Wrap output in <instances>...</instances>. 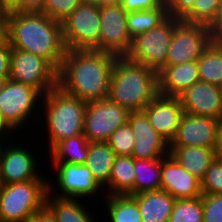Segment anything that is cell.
<instances>
[{
    "label": "cell",
    "mask_w": 222,
    "mask_h": 222,
    "mask_svg": "<svg viewBox=\"0 0 222 222\" xmlns=\"http://www.w3.org/2000/svg\"><path fill=\"white\" fill-rule=\"evenodd\" d=\"M117 56L96 50H67L58 71V87L85 102L108 98Z\"/></svg>",
    "instance_id": "1"
},
{
    "label": "cell",
    "mask_w": 222,
    "mask_h": 222,
    "mask_svg": "<svg viewBox=\"0 0 222 222\" xmlns=\"http://www.w3.org/2000/svg\"><path fill=\"white\" fill-rule=\"evenodd\" d=\"M169 222H203L202 196L176 200Z\"/></svg>",
    "instance_id": "31"
},
{
    "label": "cell",
    "mask_w": 222,
    "mask_h": 222,
    "mask_svg": "<svg viewBox=\"0 0 222 222\" xmlns=\"http://www.w3.org/2000/svg\"><path fill=\"white\" fill-rule=\"evenodd\" d=\"M86 107L87 102L64 92L58 86L42 97L40 113H44L40 114L43 116L37 122L39 126L44 123L42 127L46 128V132L43 134L48 136L45 141L48 142L49 151L58 142L83 134ZM41 117L44 119L42 122Z\"/></svg>",
    "instance_id": "4"
},
{
    "label": "cell",
    "mask_w": 222,
    "mask_h": 222,
    "mask_svg": "<svg viewBox=\"0 0 222 222\" xmlns=\"http://www.w3.org/2000/svg\"><path fill=\"white\" fill-rule=\"evenodd\" d=\"M9 78L36 89L42 96L58 86V71L45 59L12 48Z\"/></svg>",
    "instance_id": "10"
},
{
    "label": "cell",
    "mask_w": 222,
    "mask_h": 222,
    "mask_svg": "<svg viewBox=\"0 0 222 222\" xmlns=\"http://www.w3.org/2000/svg\"><path fill=\"white\" fill-rule=\"evenodd\" d=\"M82 3L102 6V0H82Z\"/></svg>",
    "instance_id": "48"
},
{
    "label": "cell",
    "mask_w": 222,
    "mask_h": 222,
    "mask_svg": "<svg viewBox=\"0 0 222 222\" xmlns=\"http://www.w3.org/2000/svg\"><path fill=\"white\" fill-rule=\"evenodd\" d=\"M200 81L221 87L222 44L213 39L197 60Z\"/></svg>",
    "instance_id": "27"
},
{
    "label": "cell",
    "mask_w": 222,
    "mask_h": 222,
    "mask_svg": "<svg viewBox=\"0 0 222 222\" xmlns=\"http://www.w3.org/2000/svg\"><path fill=\"white\" fill-rule=\"evenodd\" d=\"M42 97L36 89L28 85L10 78L7 80L0 91V112L8 124L15 131L18 130L17 134L23 131L21 128L25 127L26 123L28 125L29 120L35 119L32 123H38L36 120L39 118ZM36 114H38L37 119L34 116Z\"/></svg>",
    "instance_id": "7"
},
{
    "label": "cell",
    "mask_w": 222,
    "mask_h": 222,
    "mask_svg": "<svg viewBox=\"0 0 222 222\" xmlns=\"http://www.w3.org/2000/svg\"><path fill=\"white\" fill-rule=\"evenodd\" d=\"M196 0H164L168 16L183 20L191 11Z\"/></svg>",
    "instance_id": "37"
},
{
    "label": "cell",
    "mask_w": 222,
    "mask_h": 222,
    "mask_svg": "<svg viewBox=\"0 0 222 222\" xmlns=\"http://www.w3.org/2000/svg\"><path fill=\"white\" fill-rule=\"evenodd\" d=\"M220 0H196L192 11L182 20L211 26L216 20Z\"/></svg>",
    "instance_id": "32"
},
{
    "label": "cell",
    "mask_w": 222,
    "mask_h": 222,
    "mask_svg": "<svg viewBox=\"0 0 222 222\" xmlns=\"http://www.w3.org/2000/svg\"><path fill=\"white\" fill-rule=\"evenodd\" d=\"M27 222H57L56 217L51 210L45 205L37 211Z\"/></svg>",
    "instance_id": "41"
},
{
    "label": "cell",
    "mask_w": 222,
    "mask_h": 222,
    "mask_svg": "<svg viewBox=\"0 0 222 222\" xmlns=\"http://www.w3.org/2000/svg\"><path fill=\"white\" fill-rule=\"evenodd\" d=\"M143 112L148 116L151 126L171 143L184 113L179 97L158 94Z\"/></svg>",
    "instance_id": "18"
},
{
    "label": "cell",
    "mask_w": 222,
    "mask_h": 222,
    "mask_svg": "<svg viewBox=\"0 0 222 222\" xmlns=\"http://www.w3.org/2000/svg\"><path fill=\"white\" fill-rule=\"evenodd\" d=\"M115 157V152L107 142L90 143L85 165L91 171L94 179L104 189L106 195H108V182Z\"/></svg>",
    "instance_id": "23"
},
{
    "label": "cell",
    "mask_w": 222,
    "mask_h": 222,
    "mask_svg": "<svg viewBox=\"0 0 222 222\" xmlns=\"http://www.w3.org/2000/svg\"><path fill=\"white\" fill-rule=\"evenodd\" d=\"M158 95V73L143 64L117 57L108 98L129 112L143 109Z\"/></svg>",
    "instance_id": "3"
},
{
    "label": "cell",
    "mask_w": 222,
    "mask_h": 222,
    "mask_svg": "<svg viewBox=\"0 0 222 222\" xmlns=\"http://www.w3.org/2000/svg\"><path fill=\"white\" fill-rule=\"evenodd\" d=\"M10 141L4 142L0 149V184H9L15 182H25L33 179H46L38 170L36 155L30 152L25 143ZM13 143V145H12ZM6 144V145H5ZM15 144V145H14ZM23 145V146H22ZM37 167V168H36Z\"/></svg>",
    "instance_id": "13"
},
{
    "label": "cell",
    "mask_w": 222,
    "mask_h": 222,
    "mask_svg": "<svg viewBox=\"0 0 222 222\" xmlns=\"http://www.w3.org/2000/svg\"><path fill=\"white\" fill-rule=\"evenodd\" d=\"M8 79L9 75H0V91L4 88Z\"/></svg>",
    "instance_id": "47"
},
{
    "label": "cell",
    "mask_w": 222,
    "mask_h": 222,
    "mask_svg": "<svg viewBox=\"0 0 222 222\" xmlns=\"http://www.w3.org/2000/svg\"><path fill=\"white\" fill-rule=\"evenodd\" d=\"M52 168H54L55 172V185L56 188L52 184L53 180H48V193L51 196L59 197V198H73V199H85L88 197L91 198L94 195L98 194L99 196L101 192V197L104 198L106 195L104 189L98 184V182L94 179L91 171L85 164H72L65 162H50ZM58 188V189H57ZM54 189V191H53ZM55 189H57L55 191ZM104 192V193H103ZM103 193V194H102Z\"/></svg>",
    "instance_id": "9"
},
{
    "label": "cell",
    "mask_w": 222,
    "mask_h": 222,
    "mask_svg": "<svg viewBox=\"0 0 222 222\" xmlns=\"http://www.w3.org/2000/svg\"><path fill=\"white\" fill-rule=\"evenodd\" d=\"M200 81L197 61L165 66L158 72V94L178 97Z\"/></svg>",
    "instance_id": "20"
},
{
    "label": "cell",
    "mask_w": 222,
    "mask_h": 222,
    "mask_svg": "<svg viewBox=\"0 0 222 222\" xmlns=\"http://www.w3.org/2000/svg\"><path fill=\"white\" fill-rule=\"evenodd\" d=\"M12 47L8 40L0 45V75H10Z\"/></svg>",
    "instance_id": "40"
},
{
    "label": "cell",
    "mask_w": 222,
    "mask_h": 222,
    "mask_svg": "<svg viewBox=\"0 0 222 222\" xmlns=\"http://www.w3.org/2000/svg\"><path fill=\"white\" fill-rule=\"evenodd\" d=\"M8 40L7 36V11L0 14V45Z\"/></svg>",
    "instance_id": "44"
},
{
    "label": "cell",
    "mask_w": 222,
    "mask_h": 222,
    "mask_svg": "<svg viewBox=\"0 0 222 222\" xmlns=\"http://www.w3.org/2000/svg\"><path fill=\"white\" fill-rule=\"evenodd\" d=\"M19 0H0V7L4 11H9Z\"/></svg>",
    "instance_id": "46"
},
{
    "label": "cell",
    "mask_w": 222,
    "mask_h": 222,
    "mask_svg": "<svg viewBox=\"0 0 222 222\" xmlns=\"http://www.w3.org/2000/svg\"><path fill=\"white\" fill-rule=\"evenodd\" d=\"M16 131L8 124V122L5 120V118L2 116L1 112H0V139L3 142H10V139H12L11 136H17V134L15 133ZM13 133V134H12ZM8 136H10L8 138Z\"/></svg>",
    "instance_id": "43"
},
{
    "label": "cell",
    "mask_w": 222,
    "mask_h": 222,
    "mask_svg": "<svg viewBox=\"0 0 222 222\" xmlns=\"http://www.w3.org/2000/svg\"><path fill=\"white\" fill-rule=\"evenodd\" d=\"M102 201L110 222H142L138 202L131 195H105Z\"/></svg>",
    "instance_id": "29"
},
{
    "label": "cell",
    "mask_w": 222,
    "mask_h": 222,
    "mask_svg": "<svg viewBox=\"0 0 222 222\" xmlns=\"http://www.w3.org/2000/svg\"><path fill=\"white\" fill-rule=\"evenodd\" d=\"M4 12V10L0 7V14H2Z\"/></svg>",
    "instance_id": "52"
},
{
    "label": "cell",
    "mask_w": 222,
    "mask_h": 222,
    "mask_svg": "<svg viewBox=\"0 0 222 222\" xmlns=\"http://www.w3.org/2000/svg\"><path fill=\"white\" fill-rule=\"evenodd\" d=\"M203 194H222V157H216L201 181Z\"/></svg>",
    "instance_id": "34"
},
{
    "label": "cell",
    "mask_w": 222,
    "mask_h": 222,
    "mask_svg": "<svg viewBox=\"0 0 222 222\" xmlns=\"http://www.w3.org/2000/svg\"><path fill=\"white\" fill-rule=\"evenodd\" d=\"M159 159L134 158V195L161 190V161Z\"/></svg>",
    "instance_id": "28"
},
{
    "label": "cell",
    "mask_w": 222,
    "mask_h": 222,
    "mask_svg": "<svg viewBox=\"0 0 222 222\" xmlns=\"http://www.w3.org/2000/svg\"><path fill=\"white\" fill-rule=\"evenodd\" d=\"M164 0H121V7L127 12L153 10L159 8Z\"/></svg>",
    "instance_id": "38"
},
{
    "label": "cell",
    "mask_w": 222,
    "mask_h": 222,
    "mask_svg": "<svg viewBox=\"0 0 222 222\" xmlns=\"http://www.w3.org/2000/svg\"><path fill=\"white\" fill-rule=\"evenodd\" d=\"M48 179L0 184V222H27L46 205Z\"/></svg>",
    "instance_id": "5"
},
{
    "label": "cell",
    "mask_w": 222,
    "mask_h": 222,
    "mask_svg": "<svg viewBox=\"0 0 222 222\" xmlns=\"http://www.w3.org/2000/svg\"><path fill=\"white\" fill-rule=\"evenodd\" d=\"M127 122L135 136L133 158L149 160L170 155V143L151 126L143 111L130 112Z\"/></svg>",
    "instance_id": "15"
},
{
    "label": "cell",
    "mask_w": 222,
    "mask_h": 222,
    "mask_svg": "<svg viewBox=\"0 0 222 222\" xmlns=\"http://www.w3.org/2000/svg\"><path fill=\"white\" fill-rule=\"evenodd\" d=\"M4 142L0 139V149H1V146Z\"/></svg>",
    "instance_id": "51"
},
{
    "label": "cell",
    "mask_w": 222,
    "mask_h": 222,
    "mask_svg": "<svg viewBox=\"0 0 222 222\" xmlns=\"http://www.w3.org/2000/svg\"><path fill=\"white\" fill-rule=\"evenodd\" d=\"M177 20L168 16L157 27L132 38V45L125 57L160 72L166 64Z\"/></svg>",
    "instance_id": "6"
},
{
    "label": "cell",
    "mask_w": 222,
    "mask_h": 222,
    "mask_svg": "<svg viewBox=\"0 0 222 222\" xmlns=\"http://www.w3.org/2000/svg\"><path fill=\"white\" fill-rule=\"evenodd\" d=\"M203 222H222V194H202Z\"/></svg>",
    "instance_id": "36"
},
{
    "label": "cell",
    "mask_w": 222,
    "mask_h": 222,
    "mask_svg": "<svg viewBox=\"0 0 222 222\" xmlns=\"http://www.w3.org/2000/svg\"><path fill=\"white\" fill-rule=\"evenodd\" d=\"M128 122L118 127L107 140L110 148L118 156H131L135 140Z\"/></svg>",
    "instance_id": "33"
},
{
    "label": "cell",
    "mask_w": 222,
    "mask_h": 222,
    "mask_svg": "<svg viewBox=\"0 0 222 222\" xmlns=\"http://www.w3.org/2000/svg\"><path fill=\"white\" fill-rule=\"evenodd\" d=\"M178 97L185 113L217 120L222 118L221 87L198 81Z\"/></svg>",
    "instance_id": "17"
},
{
    "label": "cell",
    "mask_w": 222,
    "mask_h": 222,
    "mask_svg": "<svg viewBox=\"0 0 222 222\" xmlns=\"http://www.w3.org/2000/svg\"><path fill=\"white\" fill-rule=\"evenodd\" d=\"M217 157H222V118L219 120L216 146Z\"/></svg>",
    "instance_id": "45"
},
{
    "label": "cell",
    "mask_w": 222,
    "mask_h": 222,
    "mask_svg": "<svg viewBox=\"0 0 222 222\" xmlns=\"http://www.w3.org/2000/svg\"><path fill=\"white\" fill-rule=\"evenodd\" d=\"M90 142L84 134L58 142L48 153L51 162L85 164Z\"/></svg>",
    "instance_id": "26"
},
{
    "label": "cell",
    "mask_w": 222,
    "mask_h": 222,
    "mask_svg": "<svg viewBox=\"0 0 222 222\" xmlns=\"http://www.w3.org/2000/svg\"><path fill=\"white\" fill-rule=\"evenodd\" d=\"M167 17L168 12L165 3L157 9L130 12L127 17V30L131 38H134L157 27Z\"/></svg>",
    "instance_id": "30"
},
{
    "label": "cell",
    "mask_w": 222,
    "mask_h": 222,
    "mask_svg": "<svg viewBox=\"0 0 222 222\" xmlns=\"http://www.w3.org/2000/svg\"><path fill=\"white\" fill-rule=\"evenodd\" d=\"M218 41L222 44V36L218 39Z\"/></svg>",
    "instance_id": "50"
},
{
    "label": "cell",
    "mask_w": 222,
    "mask_h": 222,
    "mask_svg": "<svg viewBox=\"0 0 222 222\" xmlns=\"http://www.w3.org/2000/svg\"><path fill=\"white\" fill-rule=\"evenodd\" d=\"M45 0H19L9 11L43 12Z\"/></svg>",
    "instance_id": "39"
},
{
    "label": "cell",
    "mask_w": 222,
    "mask_h": 222,
    "mask_svg": "<svg viewBox=\"0 0 222 222\" xmlns=\"http://www.w3.org/2000/svg\"><path fill=\"white\" fill-rule=\"evenodd\" d=\"M129 111L109 98L87 102L83 134L92 142H107L128 121Z\"/></svg>",
    "instance_id": "12"
},
{
    "label": "cell",
    "mask_w": 222,
    "mask_h": 222,
    "mask_svg": "<svg viewBox=\"0 0 222 222\" xmlns=\"http://www.w3.org/2000/svg\"><path fill=\"white\" fill-rule=\"evenodd\" d=\"M61 24L67 50L99 51L100 6L82 3Z\"/></svg>",
    "instance_id": "8"
},
{
    "label": "cell",
    "mask_w": 222,
    "mask_h": 222,
    "mask_svg": "<svg viewBox=\"0 0 222 222\" xmlns=\"http://www.w3.org/2000/svg\"><path fill=\"white\" fill-rule=\"evenodd\" d=\"M7 36L12 48L33 53L59 71L67 52L60 21L42 12L7 11Z\"/></svg>",
    "instance_id": "2"
},
{
    "label": "cell",
    "mask_w": 222,
    "mask_h": 222,
    "mask_svg": "<svg viewBox=\"0 0 222 222\" xmlns=\"http://www.w3.org/2000/svg\"><path fill=\"white\" fill-rule=\"evenodd\" d=\"M219 120L183 113L170 149L201 146L216 149Z\"/></svg>",
    "instance_id": "16"
},
{
    "label": "cell",
    "mask_w": 222,
    "mask_h": 222,
    "mask_svg": "<svg viewBox=\"0 0 222 222\" xmlns=\"http://www.w3.org/2000/svg\"><path fill=\"white\" fill-rule=\"evenodd\" d=\"M46 206L54 214L57 222H96L94 211H90L82 199L59 198L48 193Z\"/></svg>",
    "instance_id": "24"
},
{
    "label": "cell",
    "mask_w": 222,
    "mask_h": 222,
    "mask_svg": "<svg viewBox=\"0 0 222 222\" xmlns=\"http://www.w3.org/2000/svg\"><path fill=\"white\" fill-rule=\"evenodd\" d=\"M128 13L118 5L100 6L99 51L126 56L132 45V38L127 30Z\"/></svg>",
    "instance_id": "14"
},
{
    "label": "cell",
    "mask_w": 222,
    "mask_h": 222,
    "mask_svg": "<svg viewBox=\"0 0 222 222\" xmlns=\"http://www.w3.org/2000/svg\"><path fill=\"white\" fill-rule=\"evenodd\" d=\"M138 202L142 222H169L176 199L164 190L132 195Z\"/></svg>",
    "instance_id": "21"
},
{
    "label": "cell",
    "mask_w": 222,
    "mask_h": 222,
    "mask_svg": "<svg viewBox=\"0 0 222 222\" xmlns=\"http://www.w3.org/2000/svg\"><path fill=\"white\" fill-rule=\"evenodd\" d=\"M134 158L116 155L108 182V195H134Z\"/></svg>",
    "instance_id": "25"
},
{
    "label": "cell",
    "mask_w": 222,
    "mask_h": 222,
    "mask_svg": "<svg viewBox=\"0 0 222 222\" xmlns=\"http://www.w3.org/2000/svg\"><path fill=\"white\" fill-rule=\"evenodd\" d=\"M170 155L200 181L217 157L216 149L201 146L176 147L170 149Z\"/></svg>",
    "instance_id": "22"
},
{
    "label": "cell",
    "mask_w": 222,
    "mask_h": 222,
    "mask_svg": "<svg viewBox=\"0 0 222 222\" xmlns=\"http://www.w3.org/2000/svg\"><path fill=\"white\" fill-rule=\"evenodd\" d=\"M121 0H102V5H118Z\"/></svg>",
    "instance_id": "49"
},
{
    "label": "cell",
    "mask_w": 222,
    "mask_h": 222,
    "mask_svg": "<svg viewBox=\"0 0 222 222\" xmlns=\"http://www.w3.org/2000/svg\"><path fill=\"white\" fill-rule=\"evenodd\" d=\"M81 4L82 0H45L42 13L61 22Z\"/></svg>",
    "instance_id": "35"
},
{
    "label": "cell",
    "mask_w": 222,
    "mask_h": 222,
    "mask_svg": "<svg viewBox=\"0 0 222 222\" xmlns=\"http://www.w3.org/2000/svg\"><path fill=\"white\" fill-rule=\"evenodd\" d=\"M212 40L209 26L177 20L165 66L197 61Z\"/></svg>",
    "instance_id": "11"
},
{
    "label": "cell",
    "mask_w": 222,
    "mask_h": 222,
    "mask_svg": "<svg viewBox=\"0 0 222 222\" xmlns=\"http://www.w3.org/2000/svg\"><path fill=\"white\" fill-rule=\"evenodd\" d=\"M161 189L176 200L202 196L201 181L185 170L171 155L161 161Z\"/></svg>",
    "instance_id": "19"
},
{
    "label": "cell",
    "mask_w": 222,
    "mask_h": 222,
    "mask_svg": "<svg viewBox=\"0 0 222 222\" xmlns=\"http://www.w3.org/2000/svg\"><path fill=\"white\" fill-rule=\"evenodd\" d=\"M213 39L218 40L222 36V0L219 2V9L216 20L210 26Z\"/></svg>",
    "instance_id": "42"
}]
</instances>
